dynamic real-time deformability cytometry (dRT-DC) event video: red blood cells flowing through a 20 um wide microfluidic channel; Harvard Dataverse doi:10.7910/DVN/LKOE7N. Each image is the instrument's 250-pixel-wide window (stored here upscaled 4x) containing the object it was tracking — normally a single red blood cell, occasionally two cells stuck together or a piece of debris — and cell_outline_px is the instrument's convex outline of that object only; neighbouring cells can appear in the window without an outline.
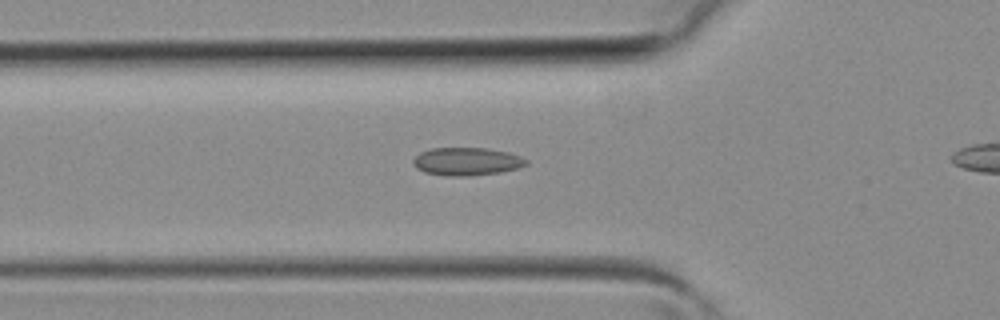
{"species": "common noctule bat (a hibernating species)", "species_latin": "Nyctalus noctula", "temperature_condition": "room temperature", "stored_images_in_passage": 31, "camera_frame_rate_fps": 3000, "um_per_image_px": 0.085, "animal": {"sex": "female", "body_mass_g": 19.3, "forearm_length_mm": 54.1}, "frame": {"image": 1, "passage_image": 12, "time_ms": 3.667, "image_size_px": [1000, 320], "cell_outline_px": [[528, 164], [520, 168], [500, 172], [468, 176], [444, 176], [424, 172], [416, 168], [412, 164], [412, 160], [420, 152], [432, 148], [484, 148], [508, 152], [520, 156], [528, 160]], "centroid_in_image_um": [39.66, 13.73], "position_along_channel_um": 86.1, "area_um2": 18.55}}
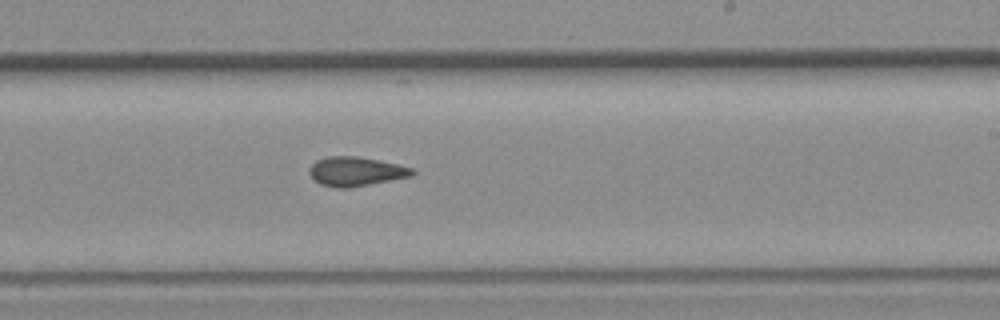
{"frame": {"image": 2, "passage_image": 22, "time_ms": 7.0, "image_size_px": [1000, 320], "cell_outline_px": [[416, 172], [412, 176], [348, 188], [336, 188], [320, 184], [308, 172], [308, 168], [316, 160], [328, 156], [356, 156], [416, 168]], "centroid_in_image_um": [30.25, 14.57], "position_along_channel_um": 258.8, "area_um2": 17.46}}
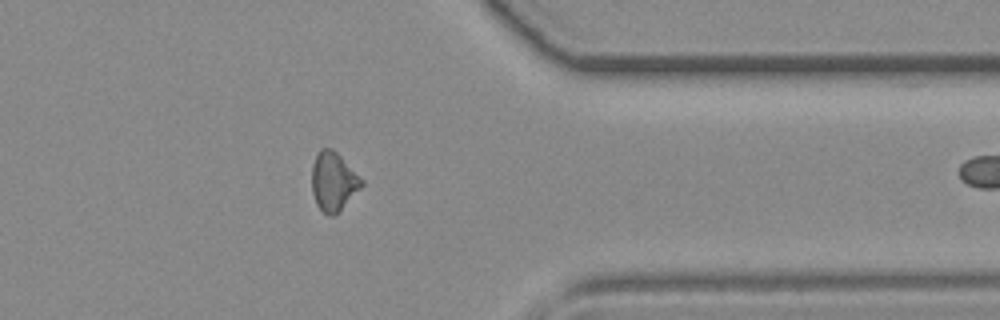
{"frame": {"image": 3, "passage_image": 30, "time_ms": 9.667, "image_size_px": [1000, 320], "cell_outline_px": [[364, 184], [340, 212], [332, 216], [328, 216], [316, 204], [312, 192], [312, 164], [316, 152], [320, 148], [332, 148], [364, 180]], "centroid_in_image_um": [28.34, 15.43], "position_along_channel_um": 383.1, "area_um2": 17.22}}